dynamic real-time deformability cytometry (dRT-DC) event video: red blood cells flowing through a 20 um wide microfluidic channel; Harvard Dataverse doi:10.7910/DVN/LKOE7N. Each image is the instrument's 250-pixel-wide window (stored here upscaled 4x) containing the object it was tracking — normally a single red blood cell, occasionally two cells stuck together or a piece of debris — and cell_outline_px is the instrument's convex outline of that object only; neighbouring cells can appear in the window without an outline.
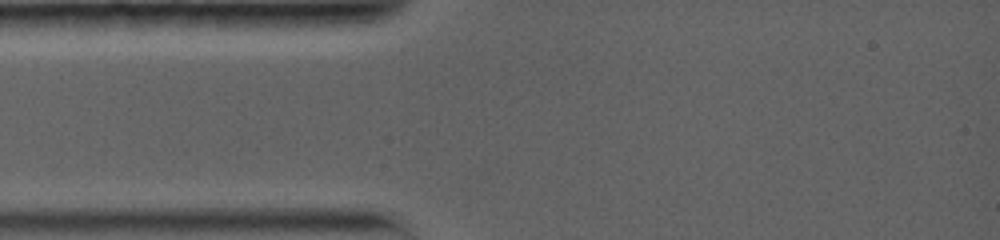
{"species": "common noctule bat (a hibernating species)", "species_latin": "Nyctalus noctula", "temperature_condition": "warm", "stored_images_in_passage": 1, "camera_frame_rate_fps": 5000, "um_per_image_px": 0.085, "animal": {"sex": "female", "body_mass_g": 19.0, "forearm_length_mm": 56.7}, "frame": {"image": 1, "passage_image": 1, "time_ms": 0.0, "image_size_px": [1000, 240], "cell_outline_px": [[608, 172], [604, 184], [592, 196], [540, 196], [540, 176], [564, 144], [596, 148]], "centroid_in_image_um": [48.77, 14.69], "position_along_channel_um": 36.2, "area_um2": 19.88}}